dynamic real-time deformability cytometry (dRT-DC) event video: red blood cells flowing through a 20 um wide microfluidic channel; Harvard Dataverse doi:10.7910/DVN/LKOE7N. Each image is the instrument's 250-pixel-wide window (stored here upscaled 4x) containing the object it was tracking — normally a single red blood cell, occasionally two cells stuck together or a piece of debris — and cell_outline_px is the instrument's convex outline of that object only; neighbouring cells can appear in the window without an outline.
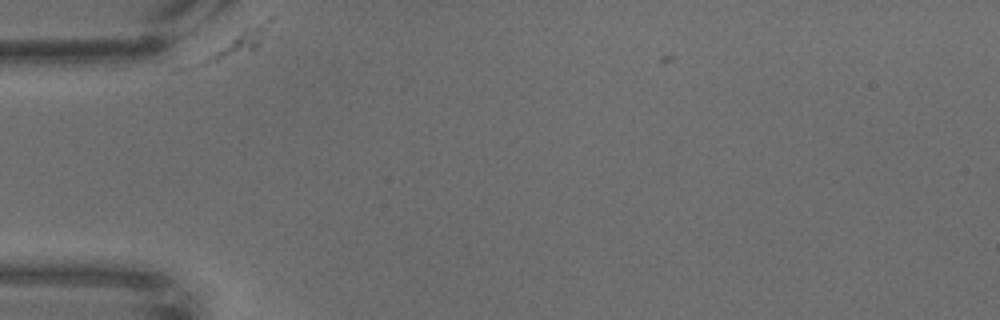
{"species": "common noctule bat (a hibernating species)", "species_latin": "Nyctalus noctula", "temperature_condition": "warm", "stored_images_in_passage": 4, "camera_frame_rate_fps": 3000, "um_per_image_px": 0.085, "animal": {"sex": "male", "body_mass_g": 18.8}, "frame": {"image": 1, "passage_image": 1, "time_ms": 0.0, "image_size_px": [1000, 320], "cell_outline_px": [[272, 20], [260, 44], [252, 52], [208, 64], [176, 72], [172, 68], [240, 32], [272, 16]], "centroid_in_image_um": [19.52, 4.0], "position_along_channel_um": 65.5, "area_um2": 11.62}}